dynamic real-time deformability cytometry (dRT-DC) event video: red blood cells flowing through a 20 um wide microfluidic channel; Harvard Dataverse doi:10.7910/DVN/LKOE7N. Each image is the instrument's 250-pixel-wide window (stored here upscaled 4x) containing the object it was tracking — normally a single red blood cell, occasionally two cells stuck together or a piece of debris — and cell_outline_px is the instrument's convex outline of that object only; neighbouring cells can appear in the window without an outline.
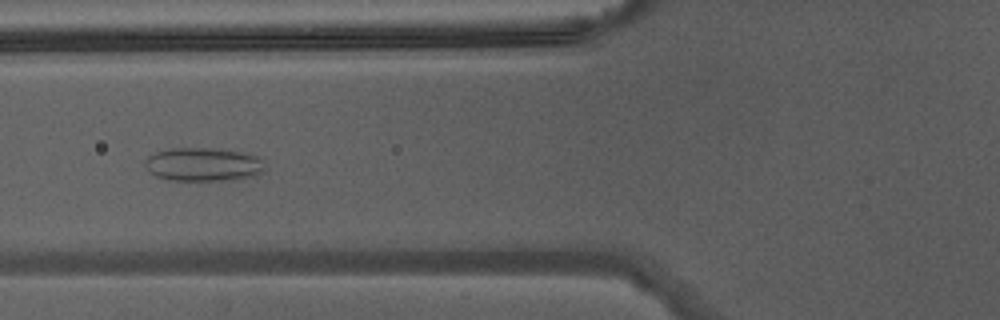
{"species": "Egyptian fruit bat (a non-hibernating species)", "species_latin": "Rousettus aegyptiacus", "temperature_condition": "warm", "stored_images_in_passage": 43, "camera_frame_rate_fps": 3000, "um_per_image_px": 0.085, "animal": {"sex": "male"}, "frame": {"image": 1, "passage_image": 16, "time_ms": 5.0, "image_size_px": [1000, 320], "cell_outline_px": [[264, 168], [256, 176], [232, 180], [168, 180], [156, 176], [144, 164], [144, 160], [148, 156], [156, 152], [172, 148], [212, 148], [240, 152], [256, 156], [260, 160]], "centroid_in_image_um": [17.25, 13.98], "position_along_channel_um": 108.6, "area_um2": 23.18}}
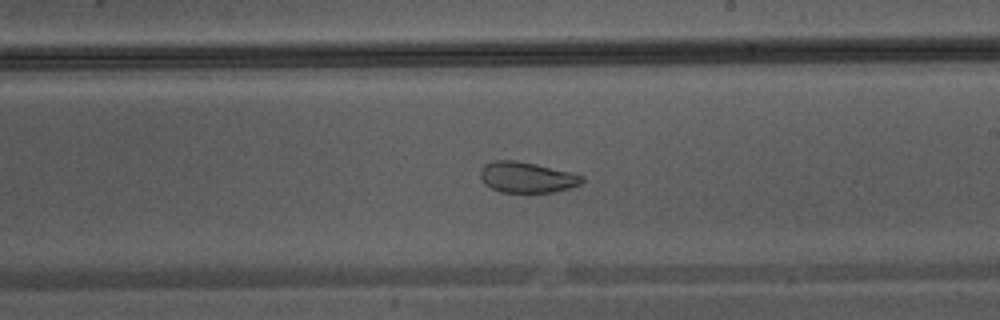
{"frame": {"image": 2, "passage_image": 25, "time_ms": 8.0, "image_size_px": [1000, 320], "cell_outline_px": [[584, 180], [580, 184], [568, 188], [552, 192], [500, 192], [484, 184], [480, 176], [480, 168], [484, 164], [496, 160], [516, 160], [536, 164], [572, 172], [584, 176]], "centroid_in_image_um": [44.77, 15.06], "position_along_channel_um": 244.2, "area_um2": 18.26}}
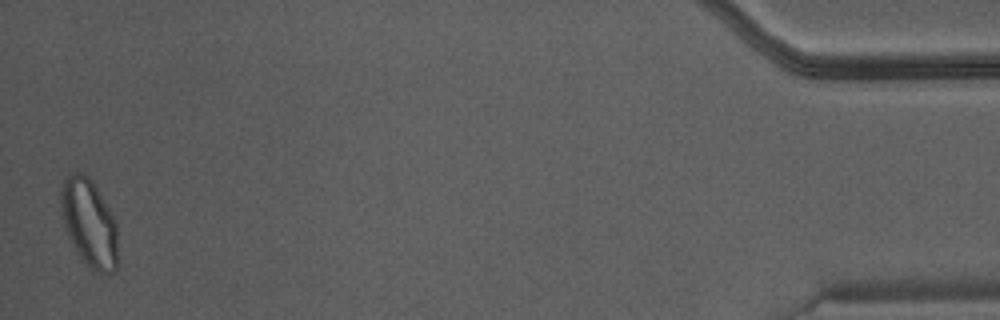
{"frame": {"image": 3, "passage_image": 43, "time_ms": 14.0, "image_size_px": [1000, 320], "cell_outline_px": [[116, 272], [100, 276], [92, 272], [80, 256], [64, 224], [60, 204], [60, 192], [64, 180], [68, 176], [76, 172], [84, 172], [88, 176], [96, 188], [108, 208], [116, 224]], "centroid_in_image_um": [7.58, 19.0], "position_along_channel_um": 427.6, "area_um2": 28.61}}